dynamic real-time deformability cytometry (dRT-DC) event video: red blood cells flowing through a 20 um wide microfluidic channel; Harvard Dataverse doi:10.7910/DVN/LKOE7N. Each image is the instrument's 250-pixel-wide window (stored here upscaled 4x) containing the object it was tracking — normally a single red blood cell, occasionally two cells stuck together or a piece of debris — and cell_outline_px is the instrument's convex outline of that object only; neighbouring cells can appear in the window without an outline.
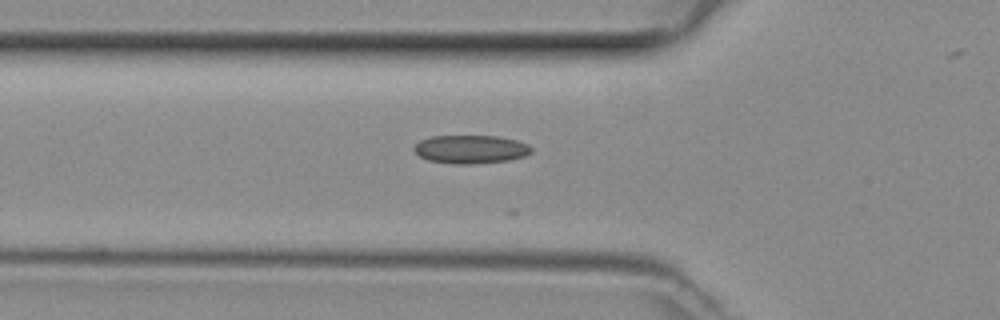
{"species": "common noctule bat (a hibernating species)", "species_latin": "Nyctalus noctula", "temperature_condition": "room temperature", "stored_images_in_passage": 9, "camera_frame_rate_fps": 3000, "um_per_image_px": 0.085, "animal": {"sex": "female", "body_mass_g": 29.2, "forearm_length_mm": 56.3}, "frame": {"image": 1, "passage_image": 4, "time_ms": 1.0, "image_size_px": [1000, 320], "cell_outline_px": [[532, 152], [524, 156], [508, 160], [472, 164], [452, 164], [428, 160], [420, 156], [412, 148], [420, 140], [432, 136], [496, 136], [516, 140], [528, 144], [532, 148]], "centroid_in_image_um": [40.0, 12.69], "position_along_channel_um": 85.8, "area_um2": 19.36}}
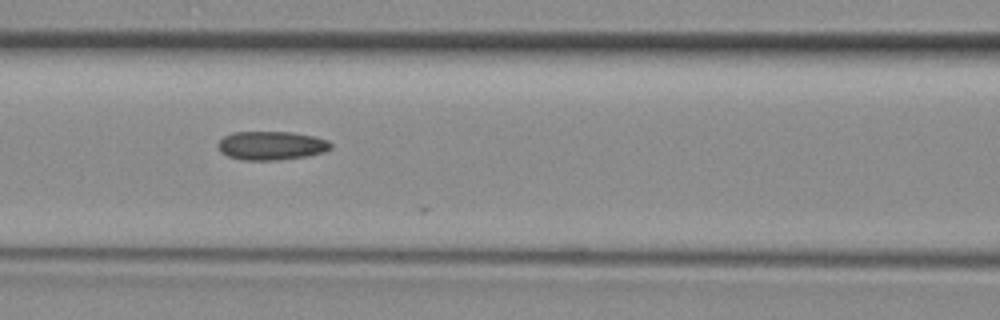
{"frame": {"image": 2, "passage_image": 8, "time_ms": 2.333, "image_size_px": [1000, 320], "cell_outline_px": [[332, 148], [324, 152], [308, 156], [276, 160], [244, 160], [228, 156], [220, 152], [216, 144], [224, 136], [232, 132], [292, 132], [312, 136], [328, 140], [332, 144]], "centroid_in_image_um": [23.05, 12.37], "position_along_channel_um": 143.5, "area_um2": 18.96}}